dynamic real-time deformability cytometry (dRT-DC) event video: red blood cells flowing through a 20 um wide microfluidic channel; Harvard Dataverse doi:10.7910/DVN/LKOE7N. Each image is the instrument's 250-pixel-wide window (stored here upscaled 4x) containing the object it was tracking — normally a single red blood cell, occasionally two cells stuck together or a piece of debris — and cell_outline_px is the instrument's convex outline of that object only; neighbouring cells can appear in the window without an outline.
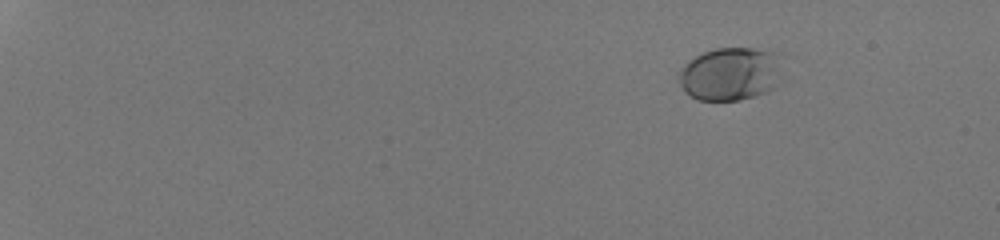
{"species": "human", "species_latin": "Homo sapiens", "temperature_condition": "room temperature", "stored_images_in_passage": 56, "camera_frame_rate_fps": 3000, "um_per_image_px": 0.085, "donor": {"sex": "male"}, "frame": {"image": 1, "passage_image": 10, "time_ms": 3.0, "image_size_px": [1000, 240], "cell_outline_px": [[784, 76], [768, 92], [740, 100], [696, 100], [684, 92], [676, 76], [684, 64], [688, 60], [704, 52], [716, 48], [752, 48], [780, 52]], "centroid_in_image_um": [62.12, 6.27], "position_along_channel_um": 22.9, "area_um2": 33.0}}
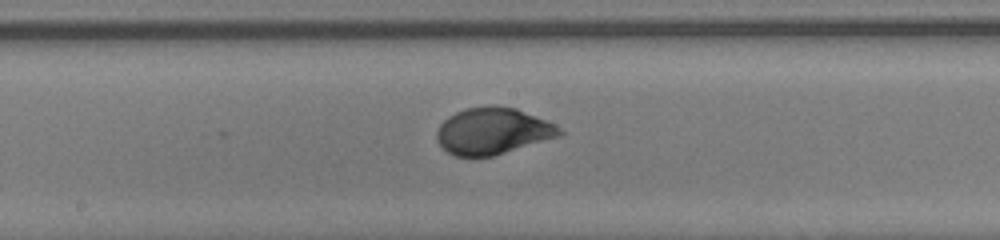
{"frame": {"image": 2, "passage_image": 36, "time_ms": 11.667, "image_size_px": [1000, 240], "cell_outline_px": [[564, 132], [560, 136], [492, 156], [456, 156], [448, 152], [436, 140], [436, 132], [440, 124], [448, 116], [464, 108], [496, 104], [516, 108], [556, 124]], "centroid_in_image_um": [41.88, 11.11], "position_along_channel_um": 206.3, "area_um2": 33.41}}
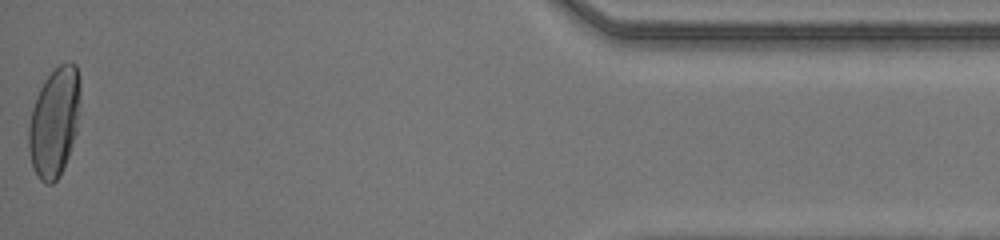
{"frame": {"image": 3, "passage_image": 56, "time_ms": 18.333, "image_size_px": [1000, 240], "cell_outline_px": [[80, 100], [76, 132], [64, 168], [60, 176], [52, 184], [44, 184], [40, 180], [32, 164], [28, 148], [28, 124], [32, 108], [36, 96], [44, 80], [60, 64], [68, 60], [72, 60], [76, 64], [80, 76]], "centroid_in_image_um": [4.63, 10.34], "position_along_channel_um": 430.6, "area_um2": 33.23}, "authors_computed_cell_mechanics": {"area_um2": 32.5414, "velocity_mm_per_s": 4.2335, "shape_relaxation_time_tau1_ms": 4.4888, "shape_relaxation_time_tau2_ms": null, "deformation_change_tau1": 0.1811, "deformation_change_tau2": null}}